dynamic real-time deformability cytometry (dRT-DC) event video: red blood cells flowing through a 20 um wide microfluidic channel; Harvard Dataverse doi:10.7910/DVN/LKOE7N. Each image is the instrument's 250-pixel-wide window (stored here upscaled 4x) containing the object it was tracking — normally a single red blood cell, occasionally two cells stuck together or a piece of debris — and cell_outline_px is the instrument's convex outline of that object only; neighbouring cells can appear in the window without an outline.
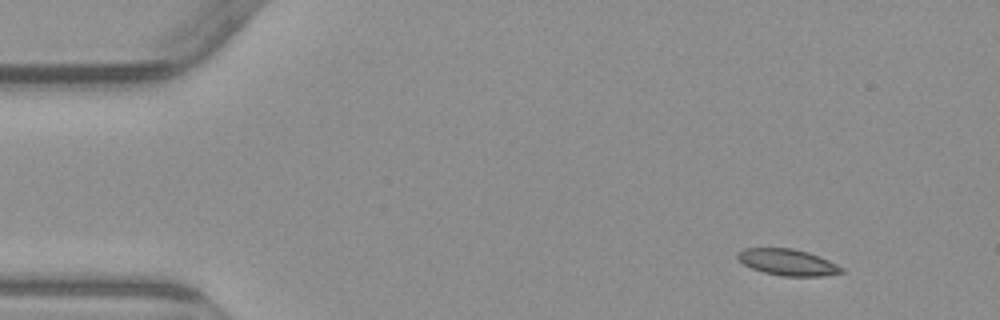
{"species": "common noctule bat (a hibernating species)", "species_latin": "Nyctalus noctula", "temperature_condition": "warm", "stored_images_in_passage": 4, "camera_frame_rate_fps": 3000, "um_per_image_px": 0.085, "animal": {"sex": "male", "body_mass_g": 23.1, "forearm_length_mm": 52.7}, "frame": {"image": 1, "passage_image": 1, "time_ms": 0.0, "image_size_px": [1000, 320], "cell_outline_px": [[844, 272], [824, 276], [784, 276], [764, 272], [752, 268], [744, 264], [736, 256], [736, 252], [744, 248], [792, 248], [808, 252], [820, 256], [844, 268]], "centroid_in_image_um": [66.96, 22.28], "position_along_channel_um": 18.0, "area_um2": 15.95}}
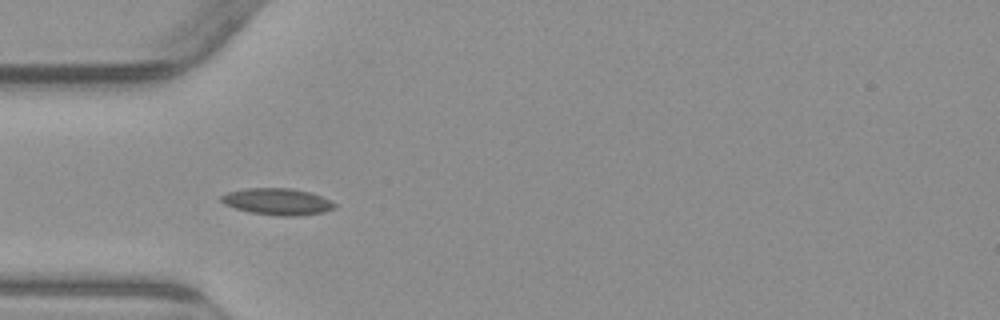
{"frame": {"image": 2, "passage_image": 4, "time_ms": 3.667, "image_size_px": [1000, 320], "cell_outline_px": [[336, 208], [324, 212], [296, 216], [280, 216], [252, 212], [236, 208], [224, 204], [220, 200], [220, 196], [228, 192], [244, 188], [292, 188], [308, 192], [320, 196], [336, 204]], "centroid_in_image_um": [23.57, 17.13], "position_along_channel_um": 61.4, "area_um2": 17.46}}